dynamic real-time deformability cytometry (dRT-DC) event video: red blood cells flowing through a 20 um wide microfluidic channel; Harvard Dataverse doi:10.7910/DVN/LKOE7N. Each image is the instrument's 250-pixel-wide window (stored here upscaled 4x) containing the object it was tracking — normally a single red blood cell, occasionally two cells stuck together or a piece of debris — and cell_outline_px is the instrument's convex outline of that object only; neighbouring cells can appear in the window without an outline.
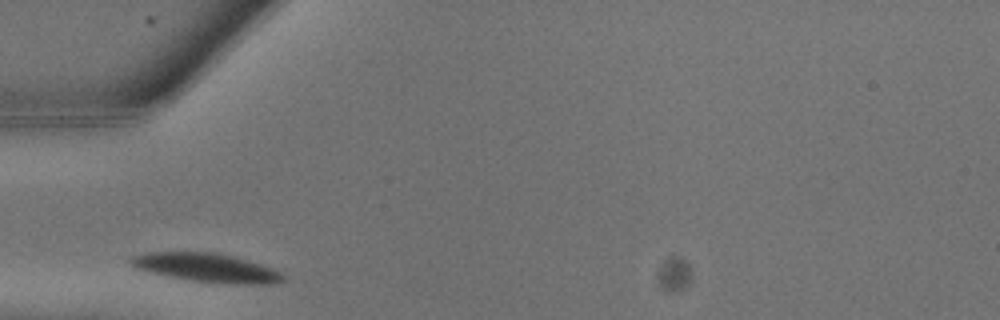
{"species": "common noctule bat (a hibernating species)", "species_latin": "Nyctalus noctula", "temperature_condition": "warm", "stored_images_in_passage": 7, "camera_frame_rate_fps": 3000, "um_per_image_px": 0.085, "animal": {"sex": "male", "body_mass_g": 13.3}, "frame": {"image": 1, "passage_image": 1, "time_ms": 0.0, "image_size_px": [1000, 320], "cell_outline_px": [[284, 280], [268, 284], [232, 284], [192, 280], [148, 272], [132, 268], [128, 264], [128, 260], [132, 256], [148, 252], [212, 252], [232, 256], [260, 264], [272, 268], [280, 272], [284, 276]], "centroid_in_image_um": [17.48, 22.75], "position_along_channel_um": 67.5, "area_um2": 25.37}}
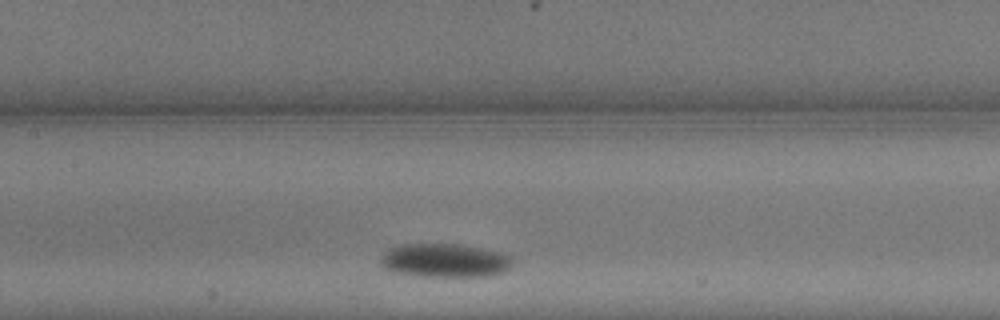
{"frame": {"image": 2, "passage_image": 5, "time_ms": 1.333, "image_size_px": [1000, 320], "cell_outline_px": [[516, 260], [504, 272], [488, 276], [420, 276], [388, 272], [380, 268], [380, 256], [388, 248], [396, 244], [456, 244], [504, 252], [512, 256]], "centroid_in_image_um": [37.75, 22.14], "position_along_channel_um": 169.6, "area_um2": 26.59}}
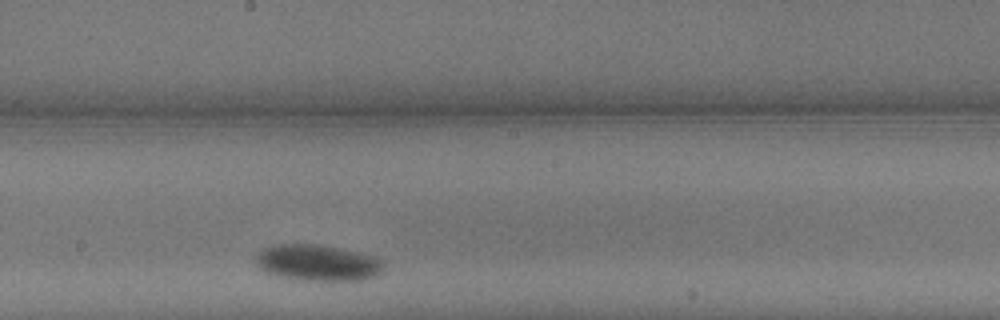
{"frame": {"image": 3, "passage_image": 7, "time_ms": 2.0, "image_size_px": [1000, 320], "cell_outline_px": [[388, 260], [384, 268], [376, 276], [360, 280], [296, 280], [276, 276], [264, 272], [252, 260], [252, 256], [264, 248], [280, 244], [320, 244], [380, 256]], "centroid_in_image_um": [27.02, 22.33], "position_along_channel_um": 221.2, "area_um2": 27.86}}